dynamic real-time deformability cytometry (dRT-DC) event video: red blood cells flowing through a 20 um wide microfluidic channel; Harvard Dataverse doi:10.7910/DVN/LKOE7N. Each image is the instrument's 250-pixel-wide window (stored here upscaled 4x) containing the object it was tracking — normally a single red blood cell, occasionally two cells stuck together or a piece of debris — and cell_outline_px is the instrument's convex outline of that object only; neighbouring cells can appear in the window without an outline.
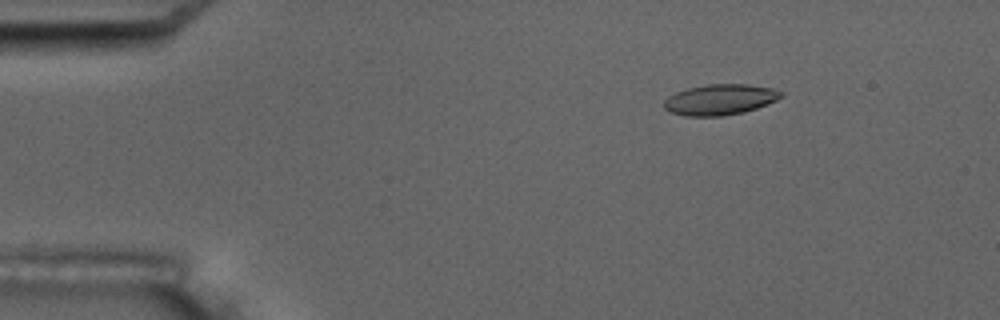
{"species": "common noctule bat (a hibernating species)", "species_latin": "Nyctalus noctula", "temperature_condition": "room temperature", "stored_images_in_passage": 4, "camera_frame_rate_fps": 3000, "um_per_image_px": 0.085, "animal": {"sex": "male", "body_mass_g": 17.5, "forearm_length_mm": 52.3}, "frame": {"image": 1, "passage_image": 1, "time_ms": 0.0, "image_size_px": [1000, 320], "cell_outline_px": [[784, 96], [776, 100], [756, 108], [744, 112], [720, 116], [684, 116], [668, 112], [664, 108], [664, 100], [668, 96], [676, 92], [688, 88], [708, 84], [744, 84], [772, 88], [784, 92]], "centroid_in_image_um": [61.18, 8.47], "position_along_channel_um": 23.8, "area_um2": 20.98}}
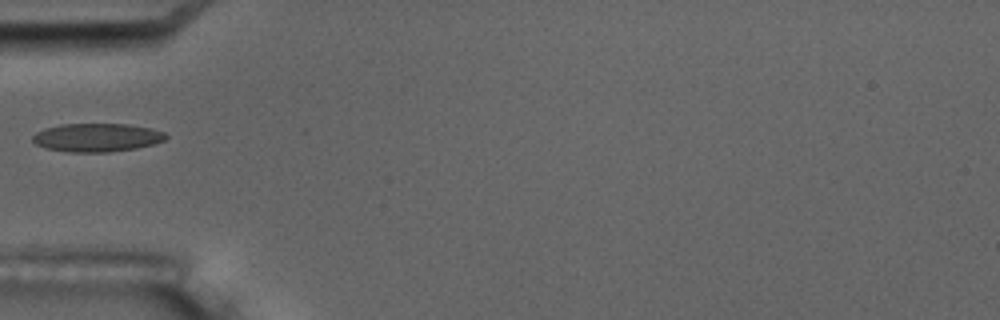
{"frame": {"image": 2, "passage_image": 4, "time_ms": 3.667, "image_size_px": [1000, 320], "cell_outline_px": [[168, 136], [164, 140], [152, 144], [136, 148], [108, 152], [68, 152], [44, 148], [36, 144], [32, 140], [32, 136], [36, 132], [44, 128], [60, 124], [128, 124], [152, 128], [164, 132]], "centroid_in_image_um": [8.21, 11.68], "position_along_channel_um": 76.8, "area_um2": 22.14}}